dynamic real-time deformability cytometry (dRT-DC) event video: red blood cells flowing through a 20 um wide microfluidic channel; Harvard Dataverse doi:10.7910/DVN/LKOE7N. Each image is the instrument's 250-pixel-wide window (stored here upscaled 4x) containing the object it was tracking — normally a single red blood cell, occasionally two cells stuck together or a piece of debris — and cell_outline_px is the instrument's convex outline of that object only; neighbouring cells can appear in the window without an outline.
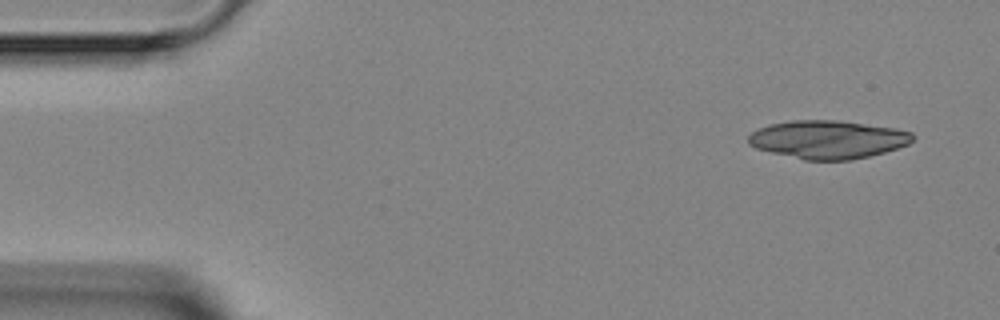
{"species": "Egyptian fruit bat (a non-hibernating species)", "species_latin": "Rousettus aegyptiacus", "temperature_condition": "room temperature", "stored_images_in_passage": 3, "camera_frame_rate_fps": 3000, "um_per_image_px": 0.085, "animal": {"sex": "female"}, "frame": {"image": 1, "passage_image": 1, "time_ms": 0.0, "image_size_px": [1000, 320], "cell_outline_px": [[916, 136], [908, 144], [884, 152], [852, 160], [804, 160], [756, 148], [748, 144], [748, 136], [752, 132], [768, 124], [792, 120], [840, 120], [892, 128], [912, 132]], "centroid_in_image_um": [70.36, 11.85], "position_along_channel_um": 14.6, "area_um2": 36.47}}